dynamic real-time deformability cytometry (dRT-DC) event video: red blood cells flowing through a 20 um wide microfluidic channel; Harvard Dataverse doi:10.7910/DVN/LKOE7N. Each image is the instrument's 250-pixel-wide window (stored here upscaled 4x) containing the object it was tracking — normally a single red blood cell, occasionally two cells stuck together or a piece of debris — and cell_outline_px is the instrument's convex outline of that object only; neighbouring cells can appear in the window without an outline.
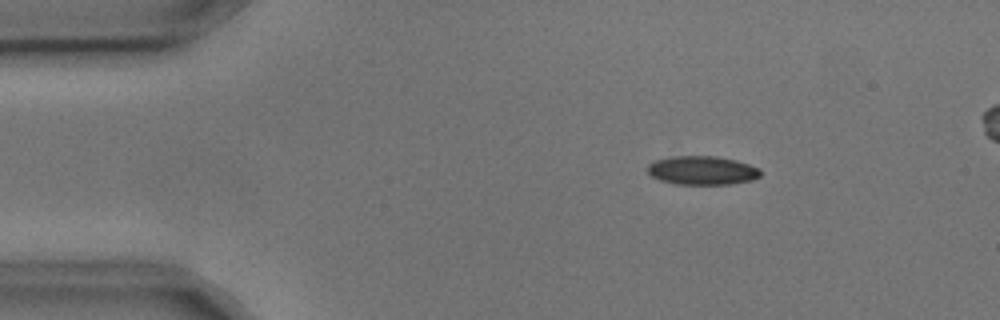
{"species": "common noctule bat (a hibernating species)", "species_latin": "Nyctalus noctula", "temperature_condition": "cold", "stored_images_in_passage": 4, "camera_frame_rate_fps": 3000, "um_per_image_px": 0.085, "animal": {"sex": "male", "body_mass_g": 17.9, "forearm_length_mm": 54.2}, "frame": {"image": 1, "passage_image": 2, "time_ms": 0.333, "image_size_px": [1000, 320], "cell_outline_px": [[760, 176], [752, 180], [728, 184], [676, 184], [660, 180], [652, 176], [648, 172], [648, 164], [656, 160], [672, 156], [716, 156], [736, 160], [760, 168]], "centroid_in_image_um": [59.69, 14.48], "position_along_channel_um": 25.3, "area_um2": 18.84}}